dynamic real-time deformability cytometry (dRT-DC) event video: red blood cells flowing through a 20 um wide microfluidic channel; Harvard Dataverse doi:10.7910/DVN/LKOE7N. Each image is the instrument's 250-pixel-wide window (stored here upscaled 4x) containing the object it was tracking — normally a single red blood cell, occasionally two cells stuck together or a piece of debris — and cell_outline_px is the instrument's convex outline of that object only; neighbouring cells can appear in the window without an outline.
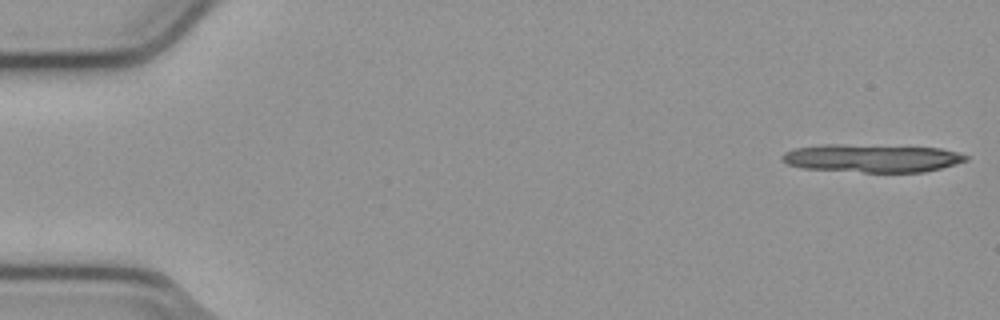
{"species": "common noctule bat (a hibernating species)", "species_latin": "Nyctalus noctula", "temperature_condition": "cold", "stored_images_in_passage": 40, "segment_of_instrument_passage": [1, 2], "camera_frame_rate_fps": 3000, "um_per_image_px": 0.085, "animal": {"sex": "male", "body_mass_g": 23.1, "forearm_length_mm": 52.7}, "frame": {"image": 1, "passage_image": 1, "time_ms": 0.0, "image_size_px": [1000, 320], "cell_outline_px": [[968, 160], [956, 164], [924, 172], [864, 172], [804, 168], [788, 164], [780, 160], [780, 156], [784, 152], [796, 148], [824, 144], [840, 144], [940, 148], [960, 152], [968, 156]], "centroid_in_image_um": [74.12, 13.44], "position_along_channel_um": 10.9, "area_um2": 30.0}}